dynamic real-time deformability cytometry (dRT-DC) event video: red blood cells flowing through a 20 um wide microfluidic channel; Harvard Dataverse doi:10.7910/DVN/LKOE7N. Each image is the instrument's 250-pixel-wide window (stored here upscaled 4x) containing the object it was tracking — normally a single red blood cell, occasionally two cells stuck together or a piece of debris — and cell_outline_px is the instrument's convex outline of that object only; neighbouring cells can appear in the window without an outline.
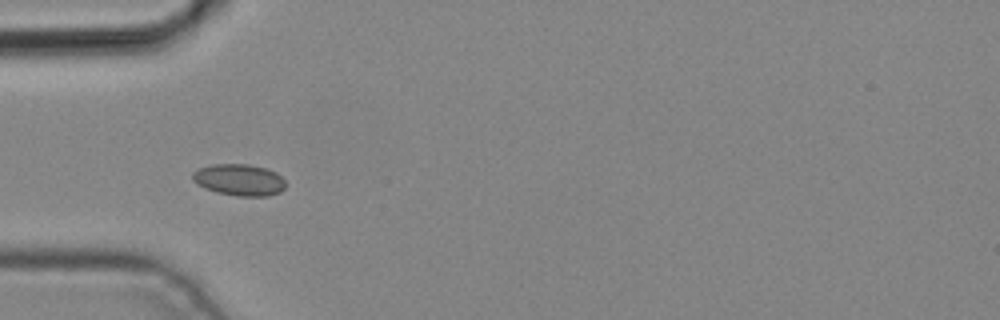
{"species": "common noctule bat (a hibernating species)", "species_latin": "Nyctalus noctula", "temperature_condition": "cold", "stored_images_in_passage": 6, "camera_frame_rate_fps": 3000, "um_per_image_px": 0.085, "animal": {"sex": "male", "body_mass_g": 19.2, "forearm_length_mm": 51.8}, "frame": {"image": 1, "passage_image": 5, "time_ms": 1.333, "image_size_px": [1000, 320], "cell_outline_px": [[284, 188], [280, 192], [268, 196], [240, 196], [216, 192], [204, 188], [196, 184], [192, 180], [192, 172], [200, 168], [212, 164], [248, 164], [268, 168], [276, 172], [284, 180]], "centroid_in_image_um": [20.32, 15.28], "position_along_channel_um": 64.7, "area_um2": 17.22}}
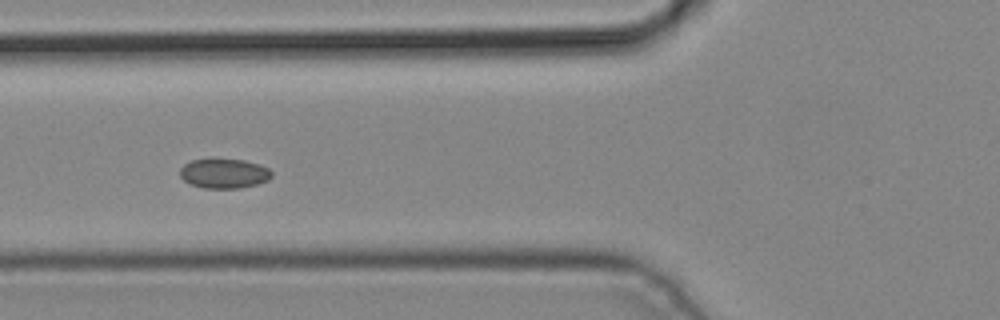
{"frame": {"image": 2, "passage_image": 6, "time_ms": 1.667, "image_size_px": [1000, 320], "cell_outline_px": [[272, 176], [268, 180], [256, 184], [240, 188], [204, 188], [192, 184], [184, 180], [180, 176], [180, 168], [184, 164], [192, 160], [244, 160], [260, 164], [268, 168], [272, 172]], "centroid_in_image_um": [19.06, 14.75], "position_along_channel_um": 106.7, "area_um2": 15.61}}